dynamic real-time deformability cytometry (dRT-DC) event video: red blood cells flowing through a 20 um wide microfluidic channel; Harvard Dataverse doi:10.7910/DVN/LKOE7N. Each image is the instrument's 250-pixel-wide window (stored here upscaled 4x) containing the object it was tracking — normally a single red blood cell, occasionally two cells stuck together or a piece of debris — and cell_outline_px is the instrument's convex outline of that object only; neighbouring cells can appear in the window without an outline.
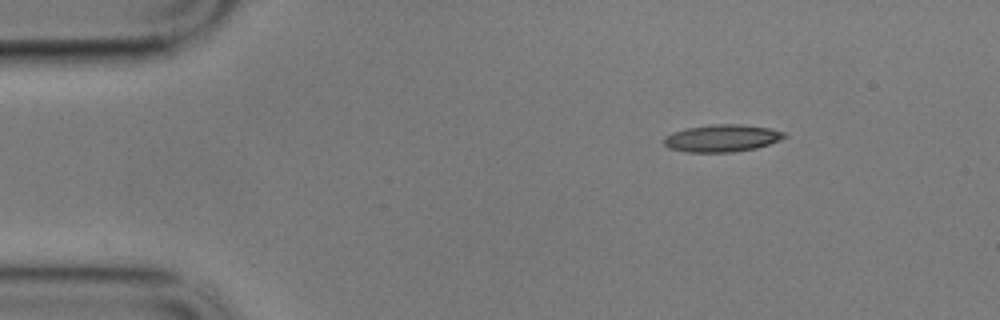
{"species": "common noctule bat (a hibernating species)", "species_latin": "Nyctalus noctula", "temperature_condition": "cold", "stored_images_in_passage": 51, "camera_frame_rate_fps": 3000, "um_per_image_px": 0.085, "animal": {"sex": "male", "body_mass_g": 17.9}, "frame": {"image": 1, "passage_image": 1, "time_ms": 0.0, "image_size_px": [1000, 320], "cell_outline_px": [[788, 136], [780, 140], [756, 148], [732, 152], [684, 152], [668, 148], [664, 144], [664, 136], [672, 132], [684, 128], [712, 124], [740, 124], [768, 128], [784, 132]], "centroid_in_image_um": [61.33, 11.74], "position_along_channel_um": 23.7, "area_um2": 19.25}}
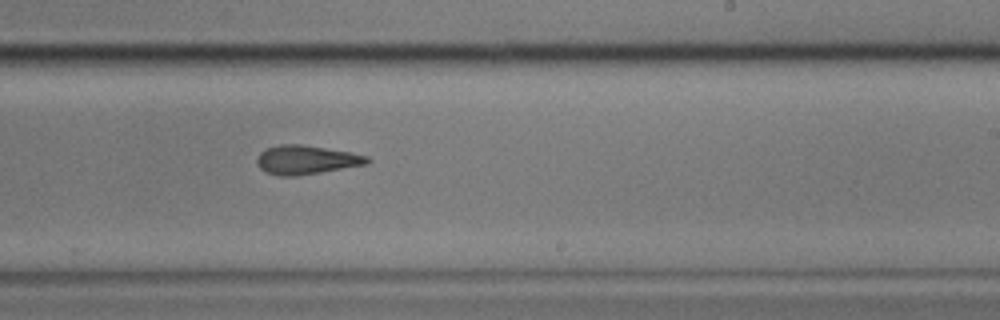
{"frame": {"image": 2, "passage_image": 28, "time_ms": 9.0, "image_size_px": [1000, 320], "cell_outline_px": [[372, 160], [368, 164], [320, 172], [292, 176], [280, 176], [264, 172], [256, 164], [256, 160], [260, 152], [268, 148], [280, 144], [300, 144], [352, 152], [368, 156]], "centroid_in_image_um": [26.04, 13.58], "position_along_channel_um": 263.0, "area_um2": 18.61}}
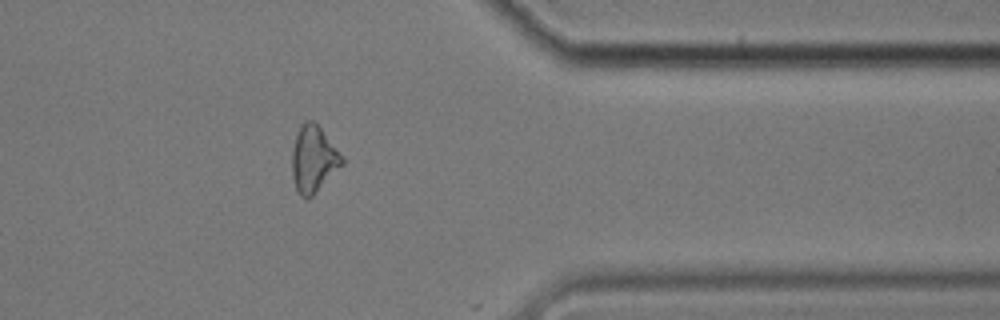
{"frame": {"image": 3, "passage_image": 40, "time_ms": 13.0, "image_size_px": [1000, 320], "cell_outline_px": [[344, 164], [308, 200], [300, 196], [296, 188], [292, 176], [292, 148], [300, 124], [304, 120], [312, 120], [320, 128], [344, 156]], "centroid_in_image_um": [26.65, 13.53], "position_along_channel_um": 384.8, "area_um2": 19.48}, "authors_computed_cell_mechanics": {"area_um2": 19.0162, "velocity_mm_per_s": 3.3984, "shape_relaxation_time_tau1_ms": 4.7703, "shape_relaxation_time_tau2_ms": 4.4184, "deformation_change_tau1": 0.1316, "deformation_change_tau2": 0.1453}}